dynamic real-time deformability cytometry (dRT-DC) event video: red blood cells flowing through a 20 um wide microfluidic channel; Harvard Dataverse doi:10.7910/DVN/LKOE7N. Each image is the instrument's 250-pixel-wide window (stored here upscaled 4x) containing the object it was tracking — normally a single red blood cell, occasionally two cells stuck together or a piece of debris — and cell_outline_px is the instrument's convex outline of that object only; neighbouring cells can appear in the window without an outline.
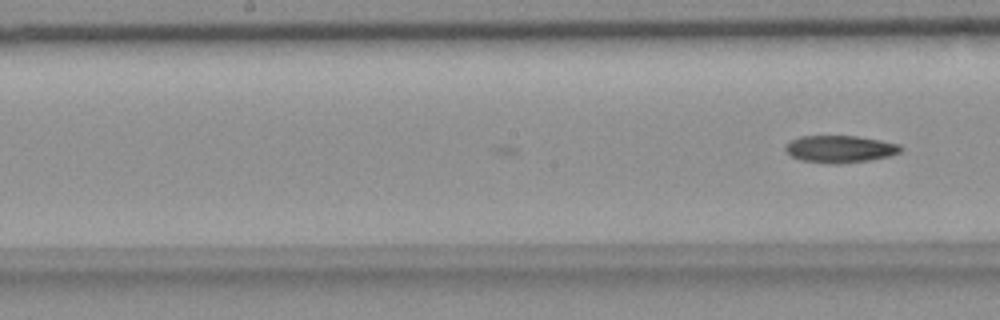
{"species": "common noctule bat (a hibernating species)", "species_latin": "Nyctalus noctula", "temperature_condition": "room temperature", "stored_images_in_passage": 13, "camera_frame_rate_fps": 3000, "um_per_image_px": 0.085, "animal": {"sex": "female", "body_mass_g": 18.4}, "frame": {"image": 1, "passage_image": 13, "time_ms": 4.0, "image_size_px": [1000, 320], "cell_outline_px": [[904, 148], [900, 152], [888, 156], [868, 160], [840, 164], [832, 164], [804, 160], [792, 156], [784, 148], [792, 140], [800, 136], [856, 136], [880, 140], [900, 144]], "centroid_in_image_um": [71.44, 12.66], "position_along_channel_um": 176.8, "area_um2": 18.03}}